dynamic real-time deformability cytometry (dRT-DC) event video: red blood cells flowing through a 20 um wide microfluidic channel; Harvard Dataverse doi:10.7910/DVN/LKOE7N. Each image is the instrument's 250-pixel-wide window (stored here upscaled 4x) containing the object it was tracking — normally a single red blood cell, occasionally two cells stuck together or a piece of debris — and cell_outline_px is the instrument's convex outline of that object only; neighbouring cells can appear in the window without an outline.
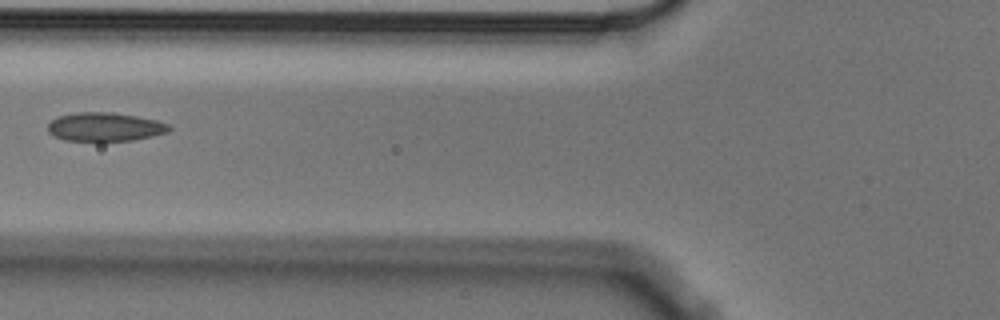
{"species": "Egyptian fruit bat (a non-hibernating species)", "species_latin": "Rousettus aegyptiacus", "temperature_condition": "cold", "stored_images_in_passage": 3, "camera_frame_rate_fps": 3000, "um_per_image_px": 0.085, "animal": {"sex": "male"}, "frame": {"image": 1, "passage_image": 3, "time_ms": 0.667, "image_size_px": [1000, 320], "cell_outline_px": [[172, 128], [168, 132], [152, 136], [132, 140], [100, 144], [64, 140], [48, 132], [48, 124], [56, 116], [76, 112], [112, 112], [136, 116], [156, 120], [168, 124]], "centroid_in_image_um": [8.89, 10.83], "position_along_channel_um": 116.9, "area_um2": 21.1}}